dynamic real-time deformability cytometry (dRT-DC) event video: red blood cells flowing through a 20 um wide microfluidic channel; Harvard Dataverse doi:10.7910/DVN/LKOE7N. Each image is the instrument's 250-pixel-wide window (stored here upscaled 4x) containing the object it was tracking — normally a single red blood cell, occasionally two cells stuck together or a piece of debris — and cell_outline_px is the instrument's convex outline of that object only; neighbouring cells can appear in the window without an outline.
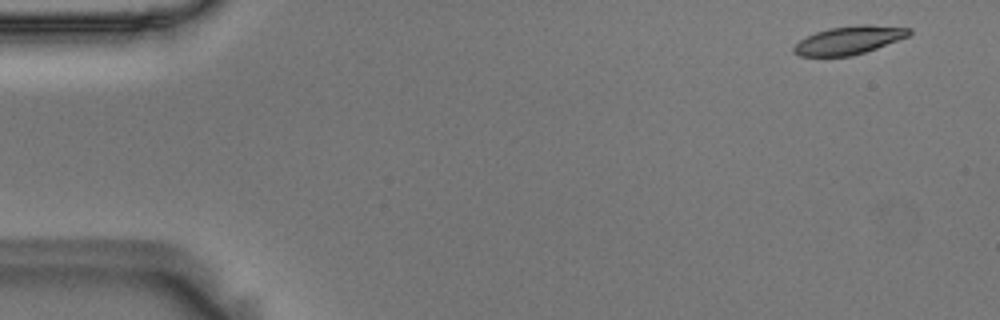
{"species": "Egyptian fruit bat (a non-hibernating species)", "species_latin": "Rousettus aegyptiacus", "temperature_condition": "room temperature", "stored_images_in_passage": 12, "camera_frame_rate_fps": 3000, "um_per_image_px": 0.085, "animal": {"sex": "male"}, "frame": {"image": 1, "passage_image": 1, "time_ms": 0.0, "image_size_px": [1000, 320], "cell_outline_px": [[912, 32], [908, 36], [876, 48], [852, 56], [800, 56], [792, 52], [792, 48], [804, 36], [828, 28], [856, 24], [868, 24], [912, 28]], "centroid_in_image_um": [72.14, 3.4], "position_along_channel_um": 12.9, "area_um2": 19.07}}